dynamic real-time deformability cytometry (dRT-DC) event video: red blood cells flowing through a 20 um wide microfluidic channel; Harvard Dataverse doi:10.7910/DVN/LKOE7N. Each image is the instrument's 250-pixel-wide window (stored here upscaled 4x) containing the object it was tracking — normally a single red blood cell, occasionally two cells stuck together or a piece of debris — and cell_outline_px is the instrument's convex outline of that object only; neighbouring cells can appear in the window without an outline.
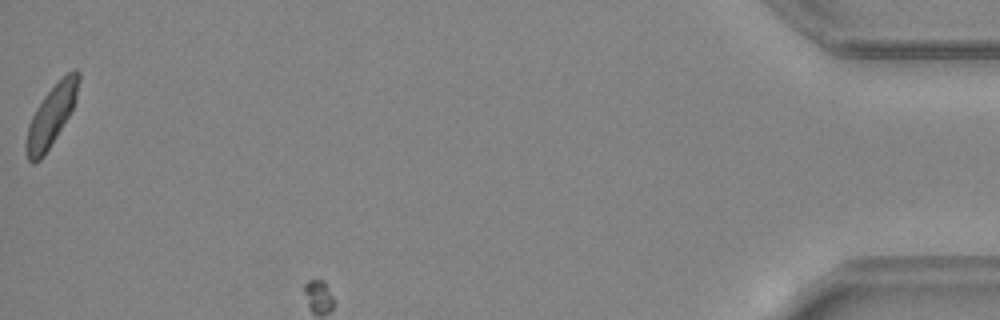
{"species": "common noctule bat (a hibernating species)", "species_latin": "Nyctalus noctula", "temperature_condition": "warm", "stored_images_in_passage": 33, "camera_frame_rate_fps": 3000, "um_per_image_px": 0.085, "animal": {"sex": "female", "body_mass_g": 24.6, "forearm_length_mm": 56.2}, "frame": {"image": 1, "passage_image": 33, "time_ms": 10.667, "image_size_px": [1000, 320], "cell_outline_px": [[80, 80], [76, 100], [68, 116], [44, 156], [36, 164], [32, 164], [28, 160], [24, 144], [28, 124], [36, 108], [44, 96], [68, 72], [76, 68], [80, 72]], "centroid_in_image_um": [4.34, 9.87], "position_along_channel_um": 430.9, "area_um2": 18.38}}